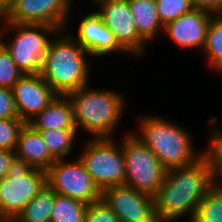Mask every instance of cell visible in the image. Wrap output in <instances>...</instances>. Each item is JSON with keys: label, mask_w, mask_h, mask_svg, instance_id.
Masks as SVG:
<instances>
[{"label": "cell", "mask_w": 222, "mask_h": 222, "mask_svg": "<svg viewBox=\"0 0 222 222\" xmlns=\"http://www.w3.org/2000/svg\"><path fill=\"white\" fill-rule=\"evenodd\" d=\"M101 198L115 213L119 222H158L154 198L127 185H118L101 192Z\"/></svg>", "instance_id": "cell-12"}, {"label": "cell", "mask_w": 222, "mask_h": 222, "mask_svg": "<svg viewBox=\"0 0 222 222\" xmlns=\"http://www.w3.org/2000/svg\"><path fill=\"white\" fill-rule=\"evenodd\" d=\"M91 12V13H90ZM82 17L73 38L92 57L127 52L118 44L115 35L103 23L100 14L94 10Z\"/></svg>", "instance_id": "cell-14"}, {"label": "cell", "mask_w": 222, "mask_h": 222, "mask_svg": "<svg viewBox=\"0 0 222 222\" xmlns=\"http://www.w3.org/2000/svg\"><path fill=\"white\" fill-rule=\"evenodd\" d=\"M0 25V43L9 52L17 67L24 74H39L50 41L59 30L45 24H19L4 20ZM11 32L14 34L9 40L3 38Z\"/></svg>", "instance_id": "cell-5"}, {"label": "cell", "mask_w": 222, "mask_h": 222, "mask_svg": "<svg viewBox=\"0 0 222 222\" xmlns=\"http://www.w3.org/2000/svg\"><path fill=\"white\" fill-rule=\"evenodd\" d=\"M87 207L82 201L56 194L51 222H84Z\"/></svg>", "instance_id": "cell-22"}, {"label": "cell", "mask_w": 222, "mask_h": 222, "mask_svg": "<svg viewBox=\"0 0 222 222\" xmlns=\"http://www.w3.org/2000/svg\"><path fill=\"white\" fill-rule=\"evenodd\" d=\"M139 36L149 45V41L163 32L155 0H127ZM160 31V32H159Z\"/></svg>", "instance_id": "cell-18"}, {"label": "cell", "mask_w": 222, "mask_h": 222, "mask_svg": "<svg viewBox=\"0 0 222 222\" xmlns=\"http://www.w3.org/2000/svg\"><path fill=\"white\" fill-rule=\"evenodd\" d=\"M194 9L205 11L213 16L222 15V0H191Z\"/></svg>", "instance_id": "cell-30"}, {"label": "cell", "mask_w": 222, "mask_h": 222, "mask_svg": "<svg viewBox=\"0 0 222 222\" xmlns=\"http://www.w3.org/2000/svg\"><path fill=\"white\" fill-rule=\"evenodd\" d=\"M40 132L49 154L55 159H65L70 155L78 136L77 129H48Z\"/></svg>", "instance_id": "cell-20"}, {"label": "cell", "mask_w": 222, "mask_h": 222, "mask_svg": "<svg viewBox=\"0 0 222 222\" xmlns=\"http://www.w3.org/2000/svg\"><path fill=\"white\" fill-rule=\"evenodd\" d=\"M46 183L56 194L67 196L85 204L101 198V191L94 184L79 157L56 160L46 170Z\"/></svg>", "instance_id": "cell-9"}, {"label": "cell", "mask_w": 222, "mask_h": 222, "mask_svg": "<svg viewBox=\"0 0 222 222\" xmlns=\"http://www.w3.org/2000/svg\"><path fill=\"white\" fill-rule=\"evenodd\" d=\"M96 11L115 35L118 44L132 57L145 55L147 43L139 36L127 0H99ZM99 5V6H98Z\"/></svg>", "instance_id": "cell-11"}, {"label": "cell", "mask_w": 222, "mask_h": 222, "mask_svg": "<svg viewBox=\"0 0 222 222\" xmlns=\"http://www.w3.org/2000/svg\"><path fill=\"white\" fill-rule=\"evenodd\" d=\"M125 135L122 138L126 169L124 185L154 197L163 184L167 169L134 133Z\"/></svg>", "instance_id": "cell-6"}, {"label": "cell", "mask_w": 222, "mask_h": 222, "mask_svg": "<svg viewBox=\"0 0 222 222\" xmlns=\"http://www.w3.org/2000/svg\"><path fill=\"white\" fill-rule=\"evenodd\" d=\"M24 75L6 48L0 43V87L12 89L14 84Z\"/></svg>", "instance_id": "cell-27"}, {"label": "cell", "mask_w": 222, "mask_h": 222, "mask_svg": "<svg viewBox=\"0 0 222 222\" xmlns=\"http://www.w3.org/2000/svg\"><path fill=\"white\" fill-rule=\"evenodd\" d=\"M15 156L32 168L47 170L56 161L50 154L39 131L25 124L19 134Z\"/></svg>", "instance_id": "cell-16"}, {"label": "cell", "mask_w": 222, "mask_h": 222, "mask_svg": "<svg viewBox=\"0 0 222 222\" xmlns=\"http://www.w3.org/2000/svg\"><path fill=\"white\" fill-rule=\"evenodd\" d=\"M12 92L17 115L24 123L39 114L57 95L40 74H24Z\"/></svg>", "instance_id": "cell-13"}, {"label": "cell", "mask_w": 222, "mask_h": 222, "mask_svg": "<svg viewBox=\"0 0 222 222\" xmlns=\"http://www.w3.org/2000/svg\"><path fill=\"white\" fill-rule=\"evenodd\" d=\"M56 193L46 183L14 219L16 222H51Z\"/></svg>", "instance_id": "cell-19"}, {"label": "cell", "mask_w": 222, "mask_h": 222, "mask_svg": "<svg viewBox=\"0 0 222 222\" xmlns=\"http://www.w3.org/2000/svg\"><path fill=\"white\" fill-rule=\"evenodd\" d=\"M213 15L193 9L183 14L176 20L169 22L163 27L162 36L169 39L183 49L204 48L206 32Z\"/></svg>", "instance_id": "cell-15"}, {"label": "cell", "mask_w": 222, "mask_h": 222, "mask_svg": "<svg viewBox=\"0 0 222 222\" xmlns=\"http://www.w3.org/2000/svg\"><path fill=\"white\" fill-rule=\"evenodd\" d=\"M5 220H6V218L0 214V222H4Z\"/></svg>", "instance_id": "cell-33"}, {"label": "cell", "mask_w": 222, "mask_h": 222, "mask_svg": "<svg viewBox=\"0 0 222 222\" xmlns=\"http://www.w3.org/2000/svg\"><path fill=\"white\" fill-rule=\"evenodd\" d=\"M89 140L83 144L84 150H81L79 159L97 188L102 192L110 187L124 185L126 169L122 139L120 142L115 138Z\"/></svg>", "instance_id": "cell-7"}, {"label": "cell", "mask_w": 222, "mask_h": 222, "mask_svg": "<svg viewBox=\"0 0 222 222\" xmlns=\"http://www.w3.org/2000/svg\"><path fill=\"white\" fill-rule=\"evenodd\" d=\"M87 55L68 31H58L50 41L39 74L57 95H67L90 84Z\"/></svg>", "instance_id": "cell-2"}, {"label": "cell", "mask_w": 222, "mask_h": 222, "mask_svg": "<svg viewBox=\"0 0 222 222\" xmlns=\"http://www.w3.org/2000/svg\"><path fill=\"white\" fill-rule=\"evenodd\" d=\"M208 134L210 141L203 149V156L209 163L213 186L222 188V128L212 127Z\"/></svg>", "instance_id": "cell-24"}, {"label": "cell", "mask_w": 222, "mask_h": 222, "mask_svg": "<svg viewBox=\"0 0 222 222\" xmlns=\"http://www.w3.org/2000/svg\"><path fill=\"white\" fill-rule=\"evenodd\" d=\"M4 222H16L14 219H6Z\"/></svg>", "instance_id": "cell-34"}, {"label": "cell", "mask_w": 222, "mask_h": 222, "mask_svg": "<svg viewBox=\"0 0 222 222\" xmlns=\"http://www.w3.org/2000/svg\"><path fill=\"white\" fill-rule=\"evenodd\" d=\"M140 116L137 125L139 133L134 132V135L157 156L167 170L186 167L203 156V150L194 148L192 134L177 122L158 115Z\"/></svg>", "instance_id": "cell-3"}, {"label": "cell", "mask_w": 222, "mask_h": 222, "mask_svg": "<svg viewBox=\"0 0 222 222\" xmlns=\"http://www.w3.org/2000/svg\"><path fill=\"white\" fill-rule=\"evenodd\" d=\"M46 184V171L15 157L8 175L0 180V214L15 219Z\"/></svg>", "instance_id": "cell-8"}, {"label": "cell", "mask_w": 222, "mask_h": 222, "mask_svg": "<svg viewBox=\"0 0 222 222\" xmlns=\"http://www.w3.org/2000/svg\"><path fill=\"white\" fill-rule=\"evenodd\" d=\"M0 20H1V22L0 23H2V21H3V16L0 14ZM0 32H1V27H0Z\"/></svg>", "instance_id": "cell-35"}, {"label": "cell", "mask_w": 222, "mask_h": 222, "mask_svg": "<svg viewBox=\"0 0 222 222\" xmlns=\"http://www.w3.org/2000/svg\"><path fill=\"white\" fill-rule=\"evenodd\" d=\"M94 2V5L99 1V0H90Z\"/></svg>", "instance_id": "cell-36"}, {"label": "cell", "mask_w": 222, "mask_h": 222, "mask_svg": "<svg viewBox=\"0 0 222 222\" xmlns=\"http://www.w3.org/2000/svg\"><path fill=\"white\" fill-rule=\"evenodd\" d=\"M212 187L210 166L204 156L186 167L168 169L153 197L157 221L177 222L186 214L191 222L199 201Z\"/></svg>", "instance_id": "cell-1"}, {"label": "cell", "mask_w": 222, "mask_h": 222, "mask_svg": "<svg viewBox=\"0 0 222 222\" xmlns=\"http://www.w3.org/2000/svg\"><path fill=\"white\" fill-rule=\"evenodd\" d=\"M73 3L74 0H13L3 20L19 24H45L59 31L66 30Z\"/></svg>", "instance_id": "cell-10"}, {"label": "cell", "mask_w": 222, "mask_h": 222, "mask_svg": "<svg viewBox=\"0 0 222 222\" xmlns=\"http://www.w3.org/2000/svg\"><path fill=\"white\" fill-rule=\"evenodd\" d=\"M18 117L12 89L0 87V119Z\"/></svg>", "instance_id": "cell-29"}, {"label": "cell", "mask_w": 222, "mask_h": 222, "mask_svg": "<svg viewBox=\"0 0 222 222\" xmlns=\"http://www.w3.org/2000/svg\"><path fill=\"white\" fill-rule=\"evenodd\" d=\"M159 19L163 26L191 12L194 8L191 0H155Z\"/></svg>", "instance_id": "cell-25"}, {"label": "cell", "mask_w": 222, "mask_h": 222, "mask_svg": "<svg viewBox=\"0 0 222 222\" xmlns=\"http://www.w3.org/2000/svg\"><path fill=\"white\" fill-rule=\"evenodd\" d=\"M13 0H0V14L4 16L6 12L10 9Z\"/></svg>", "instance_id": "cell-32"}, {"label": "cell", "mask_w": 222, "mask_h": 222, "mask_svg": "<svg viewBox=\"0 0 222 222\" xmlns=\"http://www.w3.org/2000/svg\"><path fill=\"white\" fill-rule=\"evenodd\" d=\"M29 124L34 130L77 129L74 121L72 103L67 95L55 98Z\"/></svg>", "instance_id": "cell-17"}, {"label": "cell", "mask_w": 222, "mask_h": 222, "mask_svg": "<svg viewBox=\"0 0 222 222\" xmlns=\"http://www.w3.org/2000/svg\"><path fill=\"white\" fill-rule=\"evenodd\" d=\"M84 222H119L111 207L102 198L89 204Z\"/></svg>", "instance_id": "cell-28"}, {"label": "cell", "mask_w": 222, "mask_h": 222, "mask_svg": "<svg viewBox=\"0 0 222 222\" xmlns=\"http://www.w3.org/2000/svg\"><path fill=\"white\" fill-rule=\"evenodd\" d=\"M15 152L0 149V180L8 175Z\"/></svg>", "instance_id": "cell-31"}, {"label": "cell", "mask_w": 222, "mask_h": 222, "mask_svg": "<svg viewBox=\"0 0 222 222\" xmlns=\"http://www.w3.org/2000/svg\"><path fill=\"white\" fill-rule=\"evenodd\" d=\"M191 222H222V188L213 186L199 201Z\"/></svg>", "instance_id": "cell-23"}, {"label": "cell", "mask_w": 222, "mask_h": 222, "mask_svg": "<svg viewBox=\"0 0 222 222\" xmlns=\"http://www.w3.org/2000/svg\"><path fill=\"white\" fill-rule=\"evenodd\" d=\"M202 51L214 71L222 73V15L212 16Z\"/></svg>", "instance_id": "cell-21"}, {"label": "cell", "mask_w": 222, "mask_h": 222, "mask_svg": "<svg viewBox=\"0 0 222 222\" xmlns=\"http://www.w3.org/2000/svg\"><path fill=\"white\" fill-rule=\"evenodd\" d=\"M67 97L72 103L78 133L82 129L93 139L115 138L114 130L126 107L123 94L106 88L91 89L88 84L68 93Z\"/></svg>", "instance_id": "cell-4"}, {"label": "cell", "mask_w": 222, "mask_h": 222, "mask_svg": "<svg viewBox=\"0 0 222 222\" xmlns=\"http://www.w3.org/2000/svg\"><path fill=\"white\" fill-rule=\"evenodd\" d=\"M25 124L19 117L0 119V149L15 152L19 134Z\"/></svg>", "instance_id": "cell-26"}]
</instances>
